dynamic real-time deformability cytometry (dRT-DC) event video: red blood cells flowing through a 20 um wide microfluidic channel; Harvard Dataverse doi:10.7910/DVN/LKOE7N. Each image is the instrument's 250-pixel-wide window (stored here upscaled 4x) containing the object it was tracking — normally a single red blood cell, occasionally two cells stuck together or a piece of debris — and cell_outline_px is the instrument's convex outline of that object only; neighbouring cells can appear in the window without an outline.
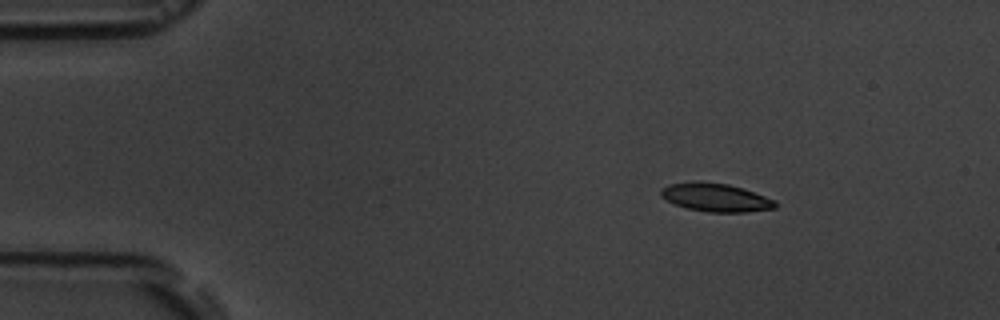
{"species": "common noctule bat (a hibernating species)", "species_latin": "Nyctalus noctula", "temperature_condition": "room temperature", "stored_images_in_passage": 4, "segment_of_instrument_passage": [1, 2], "camera_frame_rate_fps": 3000, "um_per_image_px": 0.085, "animal": {"sex": "male", "body_mass_g": 19.5, "forearm_length_mm": 54.6}, "frame": {"image": 1, "passage_image": 1, "time_ms": 0.0, "image_size_px": [1000, 320], "cell_outline_px": [[780, 204], [776, 208], [748, 212], [708, 212], [688, 208], [676, 204], [660, 196], [660, 188], [668, 184], [696, 180], [728, 184], [776, 200]], "centroid_in_image_um": [60.83, 16.77], "position_along_channel_um": 24.2, "area_um2": 18.96}}